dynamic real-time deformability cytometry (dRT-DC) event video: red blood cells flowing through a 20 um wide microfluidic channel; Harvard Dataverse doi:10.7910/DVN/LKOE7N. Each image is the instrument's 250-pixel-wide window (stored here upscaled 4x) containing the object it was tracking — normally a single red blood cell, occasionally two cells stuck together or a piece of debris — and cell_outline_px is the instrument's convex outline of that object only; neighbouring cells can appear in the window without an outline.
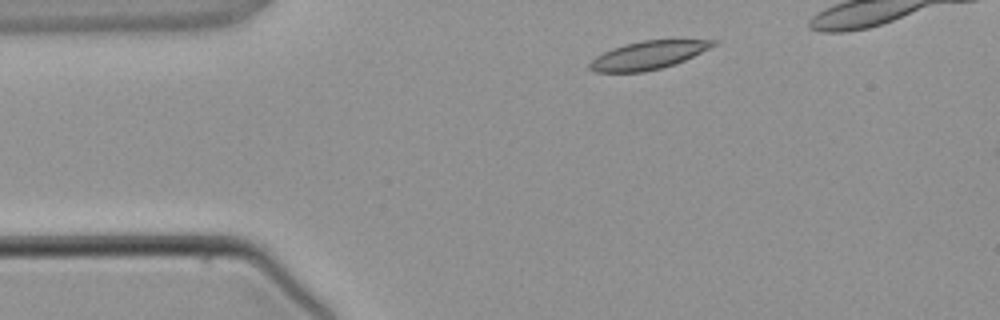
{"species": "common noctule bat (a hibernating species)", "species_latin": "Nyctalus noctula", "temperature_condition": "warm", "stored_images_in_passage": 3, "camera_frame_rate_fps": 3000, "um_per_image_px": 0.085, "animal": {"sex": "male", "body_mass_g": 21.5, "forearm_length_mm": 52.0}, "frame": {"image": 1, "passage_image": 1, "time_ms": 0.0, "image_size_px": [1000, 320], "cell_outline_px": [[720, 44], [676, 64], [644, 72], [596, 72], [588, 68], [588, 64], [596, 56], [612, 48], [624, 44], [644, 40], [720, 40]], "centroid_in_image_um": [55.13, 4.69], "position_along_channel_um": 29.9, "area_um2": 20.4}}